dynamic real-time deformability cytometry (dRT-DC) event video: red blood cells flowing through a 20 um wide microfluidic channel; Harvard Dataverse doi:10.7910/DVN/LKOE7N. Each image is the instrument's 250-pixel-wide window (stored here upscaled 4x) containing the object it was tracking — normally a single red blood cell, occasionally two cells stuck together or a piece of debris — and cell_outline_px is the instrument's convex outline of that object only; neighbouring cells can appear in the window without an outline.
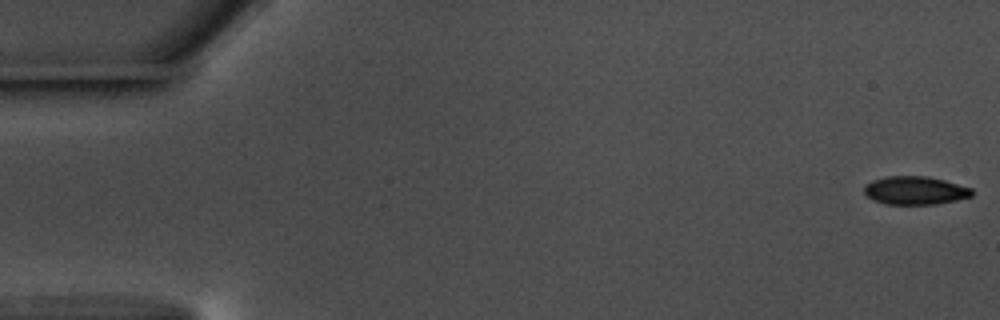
{"species": "common noctule bat (a hibernating species)", "species_latin": "Nyctalus noctula", "temperature_condition": "warm", "stored_images_in_passage": 56, "camera_frame_rate_fps": 3000, "um_per_image_px": 0.085, "animal": {"sex": "male", "body_mass_g": 17.5, "forearm_length_mm": 52.3}, "frame": {"image": 1, "passage_image": 1, "time_ms": 0.0, "image_size_px": [1000, 320], "cell_outline_px": [[972, 196], [956, 200], [936, 204], [888, 204], [876, 200], [868, 196], [864, 192], [864, 188], [872, 180], [888, 176], [928, 176], [944, 180], [972, 188]], "centroid_in_image_um": [77.82, 16.18], "position_along_channel_um": 7.2, "area_um2": 17.51}}
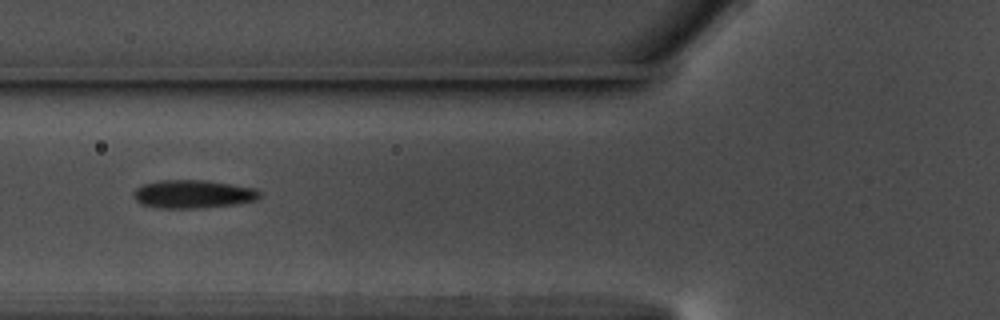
{"frame": {"image": 2, "passage_image": 22, "time_ms": 7.0, "image_size_px": [1000, 320], "cell_outline_px": [[260, 196], [256, 200], [236, 204], [196, 208], [160, 208], [140, 204], [132, 196], [132, 192], [136, 188], [144, 184], [160, 180], [204, 180], [252, 188], [260, 192]], "centroid_in_image_um": [16.34, 16.5], "position_along_channel_um": 109.5, "area_um2": 20.58}}
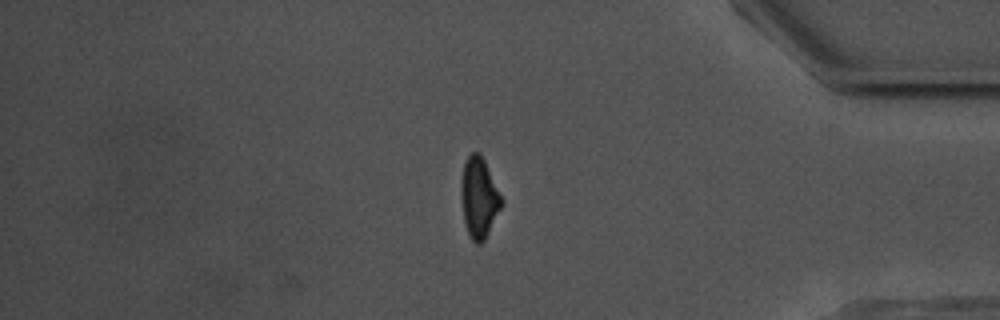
{"frame": {"image": 3, "passage_image": 48, "time_ms": 15.667, "image_size_px": [1000, 320], "cell_outline_px": [[504, 204], [484, 240], [480, 244], [476, 244], [472, 240], [468, 232], [464, 220], [460, 192], [464, 164], [468, 156], [472, 152], [480, 152], [504, 200]], "centroid_in_image_um": [40.74, 16.81], "position_along_channel_um": 394.5, "area_um2": 18.9}, "authors_computed_cell_mechanics": {"area_um2": 18.9584, "velocity_mm_per_s": 3.6156, "shape_relaxation_time_tau1_ms": 3.0734, "shape_relaxation_time_tau2_ms": 4.9968, "deformation_change_tau1": 0.1052, "deformation_change_tau2": 0.1056}}